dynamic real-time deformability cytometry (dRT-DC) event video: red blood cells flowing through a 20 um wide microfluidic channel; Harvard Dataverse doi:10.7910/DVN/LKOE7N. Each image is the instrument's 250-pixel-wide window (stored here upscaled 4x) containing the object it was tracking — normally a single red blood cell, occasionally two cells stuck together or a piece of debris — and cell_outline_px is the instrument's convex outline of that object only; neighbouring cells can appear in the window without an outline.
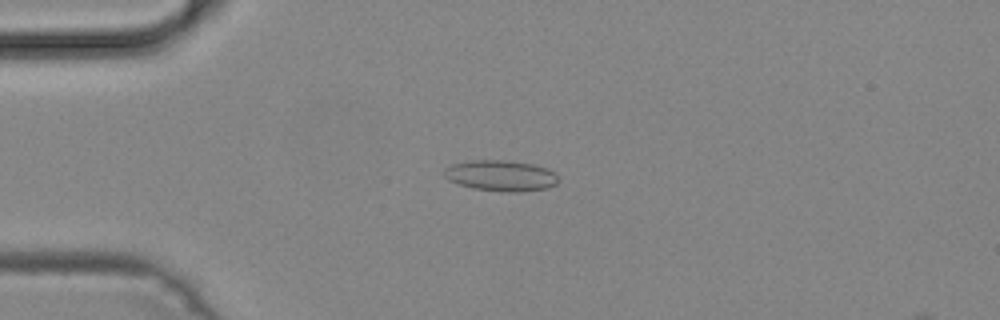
{"species": "common noctule bat (a hibernating species)", "species_latin": "Nyctalus noctula", "temperature_condition": "cold", "stored_images_in_passage": 40, "camera_frame_rate_fps": 3000, "um_per_image_px": 0.085, "animal": {"sex": "male", "body_mass_g": 19.2, "forearm_length_mm": 51.8}, "frame": {"image": 1, "passage_image": 2, "time_ms": 0.333, "image_size_px": [1000, 320], "cell_outline_px": [[560, 180], [556, 184], [548, 188], [520, 192], [508, 192], [472, 188], [448, 180], [444, 176], [444, 168], [452, 164], [468, 160], [508, 160], [532, 164], [548, 168], [556, 172]], "centroid_in_image_um": [42.61, 14.92], "position_along_channel_um": 42.4, "area_um2": 20.81}}
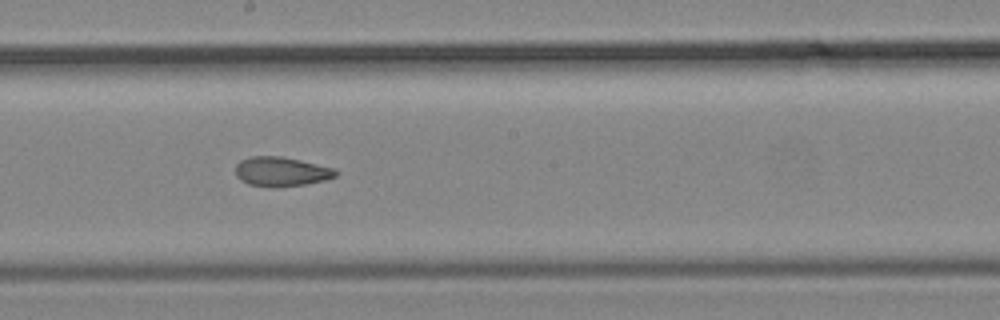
{"frame": {"image": 2, "passage_image": 17, "time_ms": 5.333, "image_size_px": [1000, 320], "cell_outline_px": [[340, 172], [336, 176], [324, 180], [304, 184], [276, 188], [248, 184], [240, 180], [236, 176], [236, 164], [240, 160], [252, 156], [280, 156], [300, 160], [332, 168]], "centroid_in_image_um": [23.88, 14.59], "position_along_channel_um": 224.3, "area_um2": 17.17}}
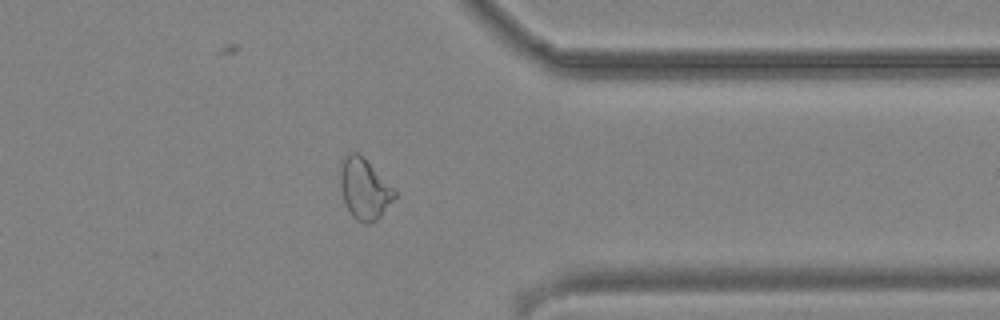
{"frame": {"image": 3, "passage_image": 29, "time_ms": 9.333, "image_size_px": [1000, 320], "cell_outline_px": [[396, 196], [380, 216], [376, 220], [368, 224], [364, 224], [356, 220], [352, 216], [344, 204], [340, 188], [340, 168], [344, 156], [348, 152], [360, 152], [396, 192]], "centroid_in_image_um": [30.93, 16.04], "position_along_channel_um": 380.5, "area_um2": 19.31}}